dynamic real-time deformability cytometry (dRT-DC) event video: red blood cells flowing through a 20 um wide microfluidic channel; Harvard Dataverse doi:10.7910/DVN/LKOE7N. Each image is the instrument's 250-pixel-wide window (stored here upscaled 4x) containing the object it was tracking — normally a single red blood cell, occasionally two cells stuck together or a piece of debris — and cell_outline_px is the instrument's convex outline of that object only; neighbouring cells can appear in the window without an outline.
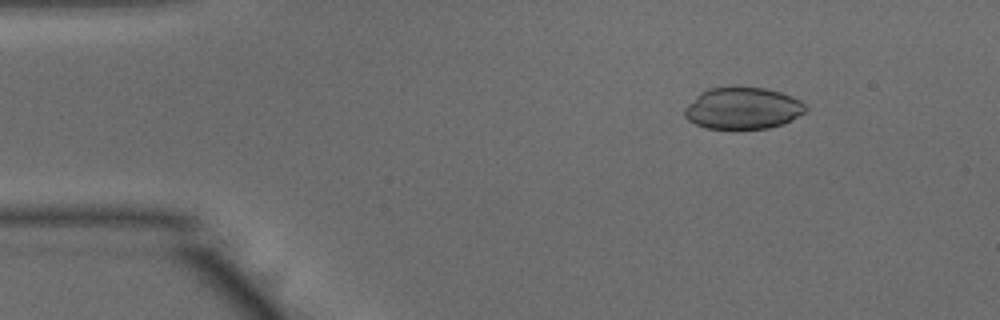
{"species": "common noctule bat (a hibernating species)", "species_latin": "Nyctalus noctula", "temperature_condition": "warm", "stored_images_in_passage": 16, "camera_frame_rate_fps": 3000, "um_per_image_px": 0.085, "animal": {"sex": "male", "body_mass_g": 15.6}, "frame": {"image": 1, "passage_image": 7, "time_ms": 2.0, "image_size_px": [1000, 320], "cell_outline_px": [[808, 108], [804, 112], [784, 124], [768, 128], [704, 128], [688, 120], [684, 116], [684, 108], [700, 92], [708, 88], [736, 84], [764, 88], [780, 92], [792, 96], [800, 100]], "centroid_in_image_um": [63.11, 9.16], "position_along_channel_um": 21.9, "area_um2": 29.94}}